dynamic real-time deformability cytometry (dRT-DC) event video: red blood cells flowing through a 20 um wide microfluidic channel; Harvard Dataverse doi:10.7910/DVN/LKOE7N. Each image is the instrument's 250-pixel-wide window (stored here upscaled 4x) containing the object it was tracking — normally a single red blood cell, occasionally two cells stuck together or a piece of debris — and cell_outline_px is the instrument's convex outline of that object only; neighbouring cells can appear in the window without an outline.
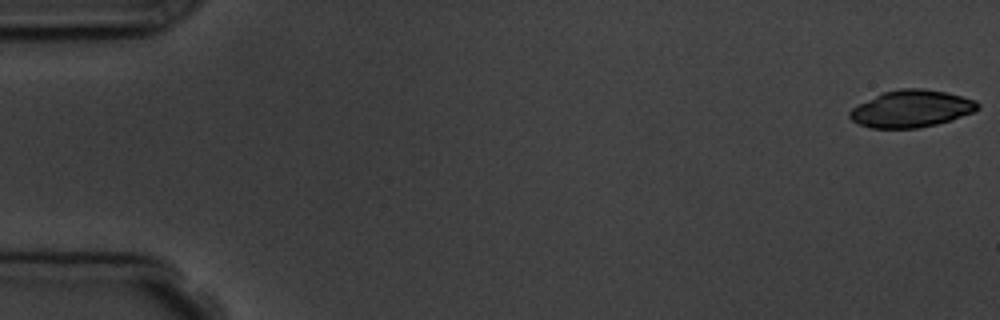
{"species": "common noctule bat (a hibernating species)", "species_latin": "Nyctalus noctula", "temperature_condition": "room temperature", "stored_images_in_passage": 5, "camera_frame_rate_fps": 3000, "um_per_image_px": 0.085, "animal": {"sex": "male", "body_mass_g": 19.5, "forearm_length_mm": 54.6}, "frame": {"image": 1, "passage_image": 1, "time_ms": 0.0, "image_size_px": [1000, 320], "cell_outline_px": [[980, 108], [972, 112], [936, 124], [920, 128], [872, 128], [860, 124], [852, 120], [848, 116], [848, 112], [852, 108], [884, 92], [900, 88], [924, 88], [944, 92], [976, 100], [980, 104]], "centroid_in_image_um": [77.46, 9.24], "position_along_channel_um": 7.5, "area_um2": 27.28}}